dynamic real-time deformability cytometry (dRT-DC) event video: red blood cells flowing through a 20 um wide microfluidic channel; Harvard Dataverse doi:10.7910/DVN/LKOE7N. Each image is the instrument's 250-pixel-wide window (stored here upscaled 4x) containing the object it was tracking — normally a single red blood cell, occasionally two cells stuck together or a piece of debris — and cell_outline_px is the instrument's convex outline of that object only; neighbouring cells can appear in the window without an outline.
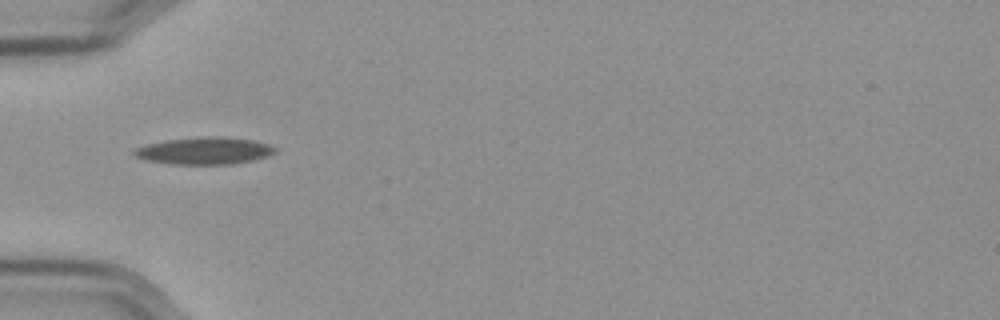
{"species": "Egyptian fruit bat (a non-hibernating species)", "species_latin": "Rousettus aegyptiacus", "temperature_condition": "cold", "stored_images_in_passage": 39, "camera_frame_rate_fps": 3000, "um_per_image_px": 0.085, "frame": {"image": 1, "passage_image": 1, "time_ms": 0.0, "image_size_px": [1000, 320], "cell_outline_px": [[276, 152], [268, 156], [252, 160], [232, 164], [172, 164], [144, 160], [136, 156], [132, 152], [132, 148], [164, 140], [196, 136], [224, 136], [252, 140], [268, 144], [276, 148]], "centroid_in_image_um": [17.34, 12.8], "position_along_channel_um": 67.7, "area_um2": 22.54}}
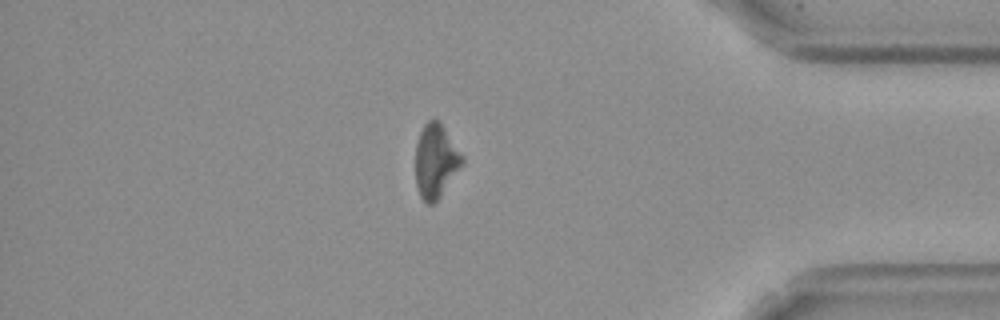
{"frame": {"image": 2, "passage_image": 31, "time_ms": 10.0, "image_size_px": [1000, 320], "cell_outline_px": [[464, 160], [440, 196], [432, 204], [428, 204], [420, 196], [416, 184], [416, 144], [420, 132], [424, 124], [428, 120], [436, 120], [440, 124], [464, 156]], "centroid_in_image_um": [37.01, 13.68], "position_along_channel_um": 398.2, "area_um2": 19.42}}
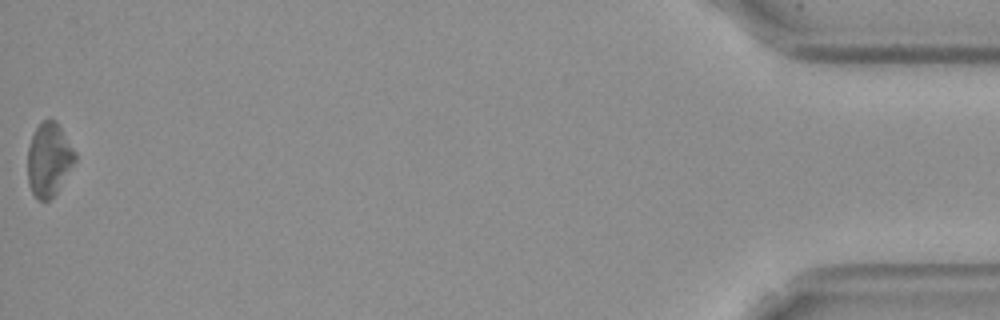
{"frame": {"image": 3, "passage_image": 39, "time_ms": 12.667, "image_size_px": [1000, 320], "cell_outline_px": [[76, 160], [56, 192], [48, 200], [36, 200], [28, 184], [28, 148], [32, 136], [36, 128], [48, 116], [56, 120], [76, 152]], "centroid_in_image_um": [4.15, 13.53], "position_along_channel_um": 431.0, "area_um2": 20.23}}